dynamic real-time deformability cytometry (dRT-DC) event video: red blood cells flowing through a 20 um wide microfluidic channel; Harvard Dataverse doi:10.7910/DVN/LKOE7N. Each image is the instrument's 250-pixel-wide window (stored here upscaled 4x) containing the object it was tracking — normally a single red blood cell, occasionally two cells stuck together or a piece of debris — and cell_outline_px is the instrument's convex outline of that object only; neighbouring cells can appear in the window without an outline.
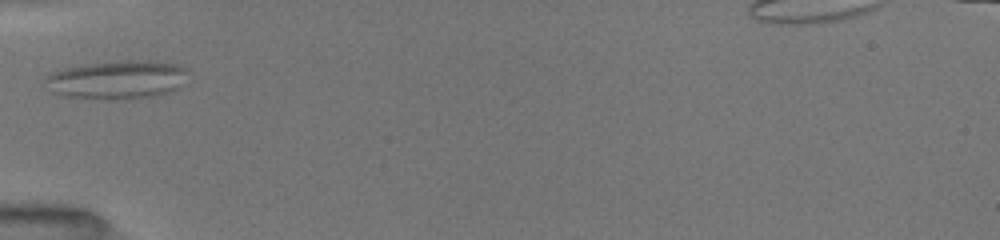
{"species": "common noctule bat (a hibernating species)", "species_latin": "Nyctalus noctula", "temperature_condition": "room temperature", "stored_images_in_passage": 49, "segment_of_instrument_passage": [1, 2], "camera_frame_rate_fps": 3000, "um_per_image_px": 0.085, "animal": {"sex": "female", "body_mass_g": 19.5, "forearm_length_mm": 54.1}, "frame": {"image": 1, "passage_image": 1, "time_ms": 0.0, "image_size_px": [1000, 240], "cell_outline_px": [[188, 72], [180, 88], [156, 96], [60, 96], [52, 92], [44, 80], [44, 76], [48, 72], [64, 68], [88, 64], [124, 60], [152, 60], [180, 64], [188, 68]], "centroid_in_image_um": [9.99, 6.7], "position_along_channel_um": 75.0, "area_um2": 31.27}}
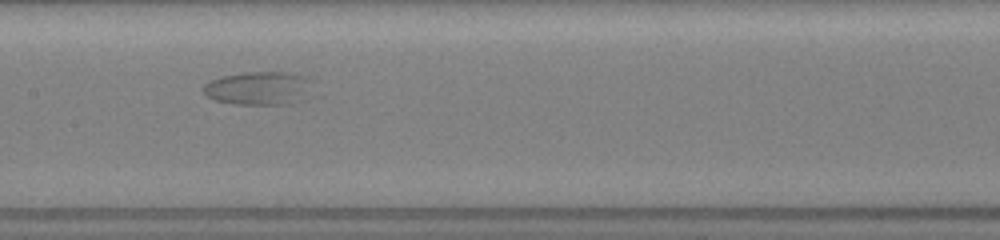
{"frame": {"image": 2, "passage_image": 10, "time_ms": 3.0, "image_size_px": [1000, 240], "cell_outline_px": [[312, 80], [300, 100], [288, 104], [236, 104], [216, 100], [208, 96], [204, 92], [204, 84], [220, 76], [244, 72], [288, 72], [304, 76]], "centroid_in_image_um": [21.94, 7.48], "position_along_channel_um": 185.5, "area_um2": 20.81}}
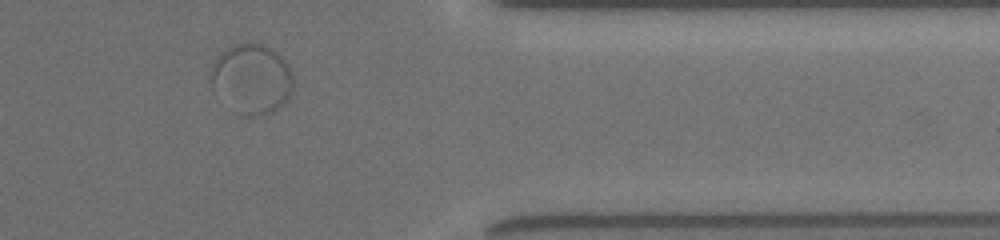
{"frame": {"image": 3, "passage_image": 36, "time_ms": 9.0, "image_size_px": [1000, 240], "cell_outline_px": [[292, 92], [272, 112], [264, 116], [244, 116], [212, 88], [208, 76], [208, 72], [216, 56], [220, 52], [236, 44], [260, 44], [272, 48], [288, 64], [292, 76]], "centroid_in_image_um": [21.36, 6.68], "position_along_channel_um": 390.0, "area_um2": 33.12}}